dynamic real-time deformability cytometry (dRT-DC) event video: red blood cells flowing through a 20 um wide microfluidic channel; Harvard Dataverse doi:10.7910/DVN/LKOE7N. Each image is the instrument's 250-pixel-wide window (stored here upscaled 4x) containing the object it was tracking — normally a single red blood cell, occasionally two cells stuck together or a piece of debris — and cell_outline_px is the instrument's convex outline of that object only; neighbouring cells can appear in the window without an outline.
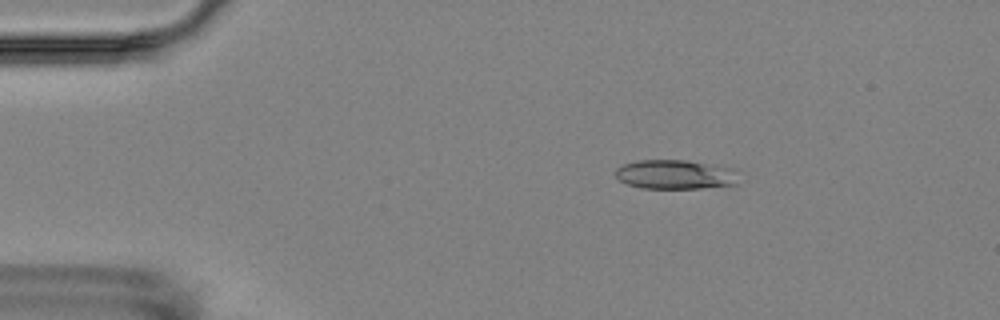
{"species": "Egyptian fruit bat (a non-hibernating species)", "species_latin": "Rousettus aegyptiacus", "temperature_condition": "room temperature", "stored_images_in_passage": 4, "camera_frame_rate_fps": 3000, "um_per_image_px": 0.085, "animal": {"sex": "female"}, "frame": {"image": 1, "passage_image": 2, "time_ms": 1.667, "image_size_px": [1000, 320], "cell_outline_px": [[736, 184], [700, 188], [644, 188], [628, 184], [620, 180], [616, 176], [616, 168], [624, 164], [636, 160], [684, 160], [732, 168]], "centroid_in_image_um": [57.32, 14.82], "position_along_channel_um": 27.7, "area_um2": 20.52}}